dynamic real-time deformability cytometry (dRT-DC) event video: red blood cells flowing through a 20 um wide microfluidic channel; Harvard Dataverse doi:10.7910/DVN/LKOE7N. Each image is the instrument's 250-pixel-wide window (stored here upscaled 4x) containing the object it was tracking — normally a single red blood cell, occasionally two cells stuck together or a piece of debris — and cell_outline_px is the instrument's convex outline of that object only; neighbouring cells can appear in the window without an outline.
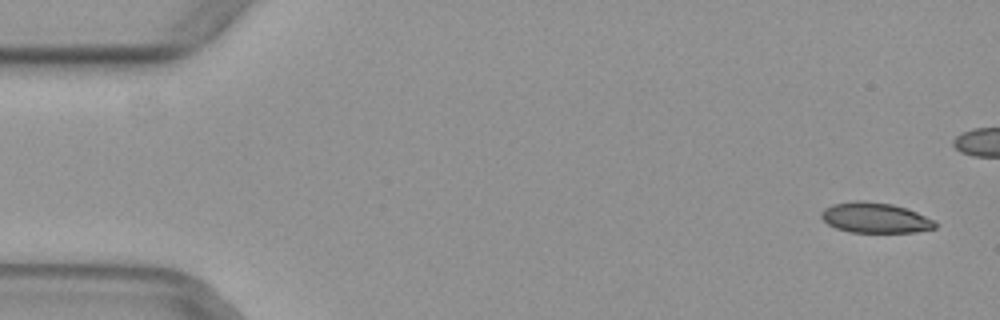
{"species": "common noctule bat (a hibernating species)", "species_latin": "Nyctalus noctula", "temperature_condition": "warm", "stored_images_in_passage": 41, "camera_frame_rate_fps": 3000, "um_per_image_px": 0.085, "animal": {"sex": "female", "body_mass_g": 29.2, "forearm_length_mm": 56.3}, "frame": {"image": 1, "passage_image": 2, "time_ms": 0.333, "image_size_px": [1000, 320], "cell_outline_px": [[936, 228], [916, 232], [852, 232], [836, 228], [828, 224], [820, 216], [820, 212], [824, 208], [832, 204], [856, 200], [864, 200], [892, 204], [908, 208], [936, 220]], "centroid_in_image_um": [74.41, 18.5], "position_along_channel_um": 10.6, "area_um2": 20.35}}
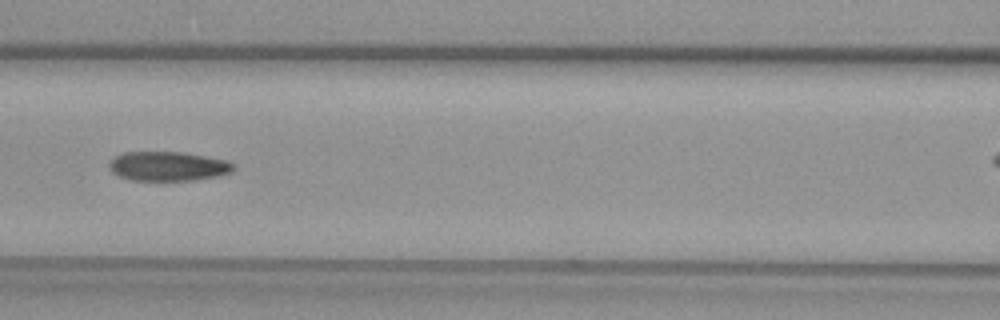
{"frame": {"image": 2, "passage_image": 22, "time_ms": 7.0, "image_size_px": [1000, 320], "cell_outline_px": [[236, 168], [232, 172], [220, 176], [196, 180], [132, 180], [120, 176], [112, 172], [108, 168], [108, 164], [116, 156], [124, 152], [184, 152], [228, 160], [236, 164]], "centroid_in_image_um": [14.35, 14.13], "position_along_channel_um": 152.2, "area_um2": 21.5}}
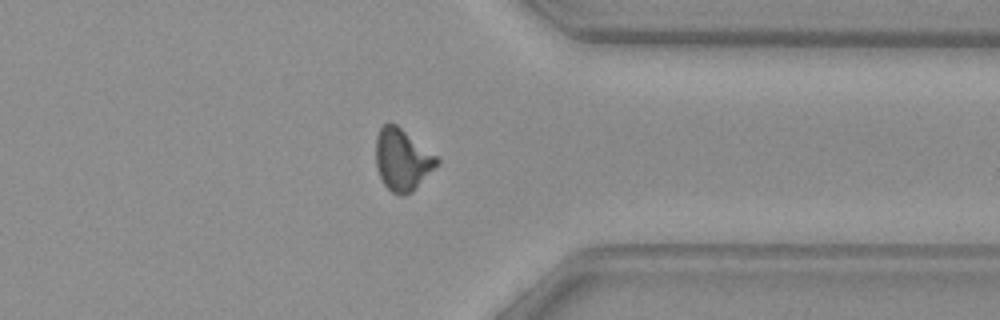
{"frame": {"image": 3, "passage_image": 39, "time_ms": 12.667, "image_size_px": [1000, 320], "cell_outline_px": [[440, 160], [416, 188], [412, 192], [404, 196], [400, 196], [392, 192], [384, 184], [376, 168], [376, 136], [380, 128], [388, 120], [396, 124], [436, 156]], "centroid_in_image_um": [34.15, 13.57], "position_along_channel_um": 377.2, "area_um2": 21.73}}